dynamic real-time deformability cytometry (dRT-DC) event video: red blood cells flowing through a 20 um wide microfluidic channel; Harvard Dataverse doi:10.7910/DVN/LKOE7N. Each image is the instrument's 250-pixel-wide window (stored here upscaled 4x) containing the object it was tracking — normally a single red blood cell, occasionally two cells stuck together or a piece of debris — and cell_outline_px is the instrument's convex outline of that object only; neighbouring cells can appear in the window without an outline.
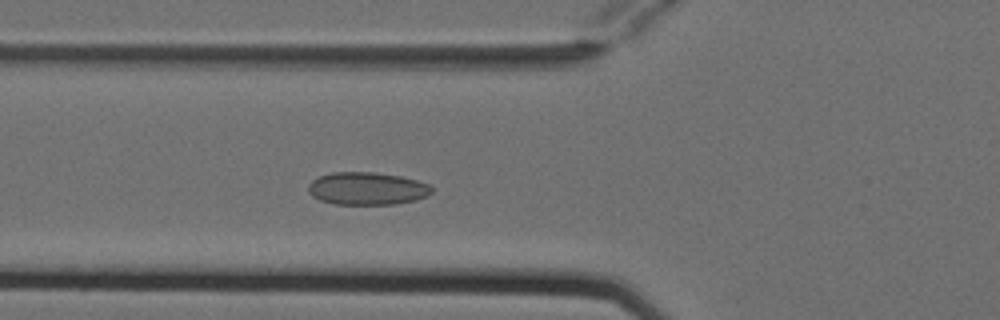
{"species": "Egyptian fruit bat (a non-hibernating species)", "species_latin": "Rousettus aegyptiacus", "temperature_condition": "cold", "stored_images_in_passage": 4, "camera_frame_rate_fps": 3000, "um_per_image_px": 0.085, "animal": {"sex": "female"}, "frame": {"image": 1, "passage_image": 4, "time_ms": 1.0, "image_size_px": [1000, 320], "cell_outline_px": [[432, 192], [428, 196], [416, 200], [396, 204], [332, 204], [320, 200], [312, 196], [308, 192], [308, 184], [312, 180], [320, 176], [332, 172], [372, 172], [400, 176], [416, 180], [428, 184], [432, 188]], "centroid_in_image_um": [31.19, 16.03], "position_along_channel_um": 94.6, "area_um2": 23.58}}